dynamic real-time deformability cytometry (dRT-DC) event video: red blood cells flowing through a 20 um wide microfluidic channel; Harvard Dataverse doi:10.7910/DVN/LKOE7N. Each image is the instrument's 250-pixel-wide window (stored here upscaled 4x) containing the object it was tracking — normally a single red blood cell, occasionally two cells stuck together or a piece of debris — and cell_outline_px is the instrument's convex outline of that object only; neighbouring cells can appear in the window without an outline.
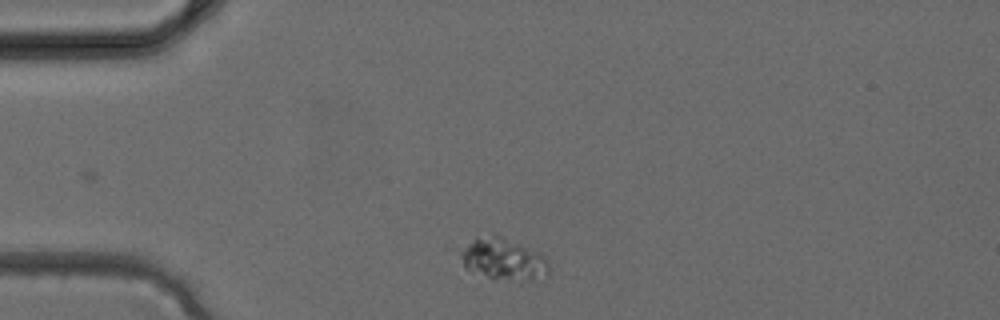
{"species": "common noctule bat (a hibernating species)", "species_latin": "Nyctalus noctula", "temperature_condition": "cold", "stored_images_in_passage": 1, "camera_frame_rate_fps": 3000, "um_per_image_px": 0.085, "animal": {"sex": "female", "body_mass_g": 24.6, "forearm_length_mm": 56.2}, "frame": {"image": 1, "passage_image": 1, "time_ms": 0.0, "image_size_px": [1000, 320], "cell_outline_px": [[548, 276], [528, 280], [492, 280], [464, 268], [444, 248], [476, 236], [504, 236], [544, 256], [548, 260]], "centroid_in_image_um": [42.44, 21.99], "position_along_channel_um": 42.6, "area_um2": 23.47}}